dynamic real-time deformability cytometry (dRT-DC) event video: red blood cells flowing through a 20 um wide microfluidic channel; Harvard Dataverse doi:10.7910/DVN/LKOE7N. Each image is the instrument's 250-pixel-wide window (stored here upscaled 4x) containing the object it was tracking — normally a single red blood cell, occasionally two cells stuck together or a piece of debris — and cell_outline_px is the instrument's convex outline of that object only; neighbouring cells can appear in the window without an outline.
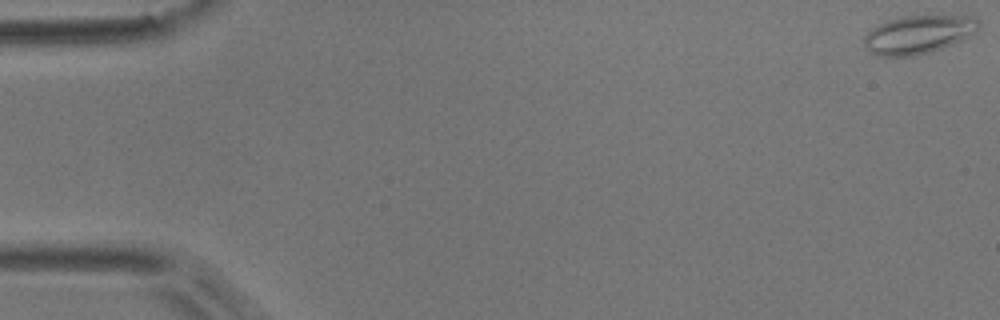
{"species": "common noctule bat (a hibernating species)", "species_latin": "Nyctalus noctula", "temperature_condition": "room temperature", "stored_images_in_passage": 30, "camera_frame_rate_fps": 3000, "um_per_image_px": 0.085, "animal": {"sex": "male", "body_mass_g": 17.9}, "frame": {"image": 1, "passage_image": 1, "time_ms": 0.0, "image_size_px": [1000, 320], "cell_outline_px": [[980, 28], [972, 36], [932, 52], [916, 56], [880, 56], [868, 52], [864, 48], [864, 36], [872, 28], [888, 20], [904, 16], [972, 16], [980, 24]], "centroid_in_image_um": [78.06, 2.95], "position_along_channel_um": 6.9, "area_um2": 25.78}}
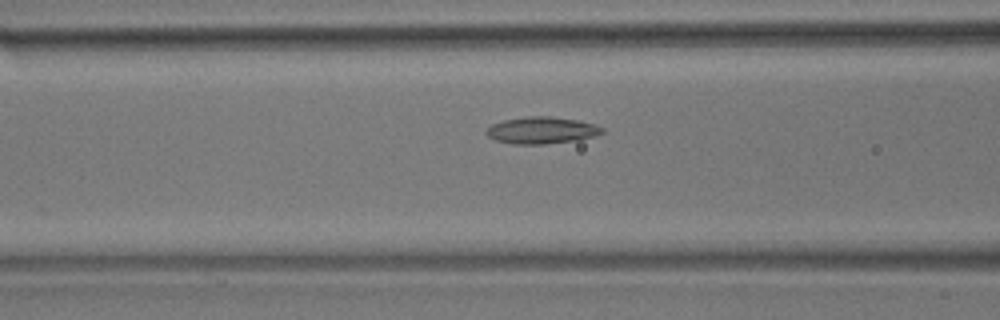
{"frame": {"image": 2, "passage_image": 22, "time_ms": 7.0, "image_size_px": [1000, 320], "cell_outline_px": [[604, 132], [596, 136], [576, 140], [544, 144], [512, 144], [496, 140], [488, 136], [484, 132], [492, 124], [504, 120], [524, 116], [552, 116], [576, 120], [596, 124], [604, 128]], "centroid_in_image_um": [46.05, 11.07], "position_along_channel_um": 120.5, "area_um2": 18.21}}
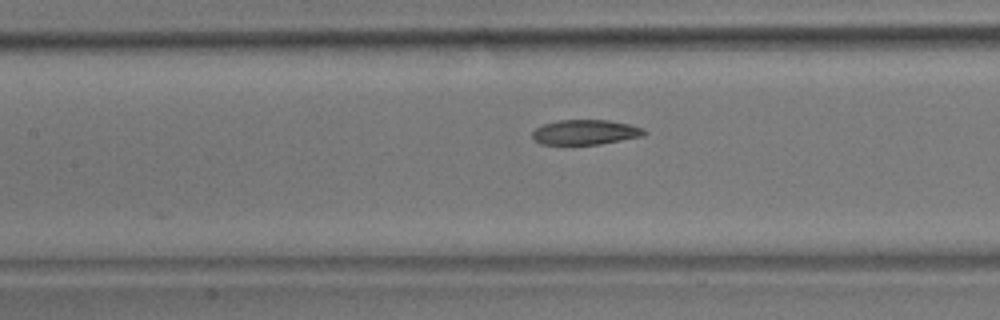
{"frame": {"image": 3, "passage_image": 25, "time_ms": 8.0, "image_size_px": [1000, 320], "cell_outline_px": [[648, 132], [644, 136], [600, 144], [540, 144], [532, 136], [532, 132], [536, 128], [544, 124], [560, 120], [608, 120], [628, 124], [644, 128]], "centroid_in_image_um": [49.79, 11.23], "position_along_channel_um": 157.6, "area_um2": 16.18}}